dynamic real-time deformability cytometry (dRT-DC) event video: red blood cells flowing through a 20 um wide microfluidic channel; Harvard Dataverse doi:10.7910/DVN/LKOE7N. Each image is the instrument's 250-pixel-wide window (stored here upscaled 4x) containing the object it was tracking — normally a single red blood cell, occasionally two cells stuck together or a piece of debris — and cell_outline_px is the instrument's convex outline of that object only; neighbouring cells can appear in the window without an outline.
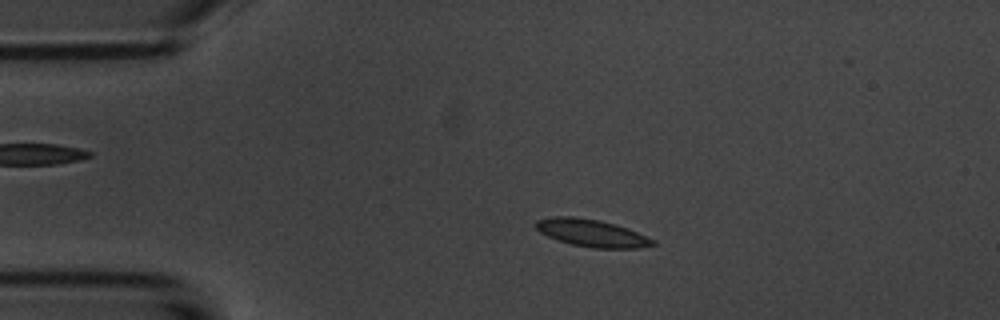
{"species": "common noctule bat (a hibernating species)", "species_latin": "Nyctalus noctula", "temperature_condition": "room temperature", "stored_images_in_passage": 5, "segment_of_instrument_passage": [1, 2], "camera_frame_rate_fps": 3000, "um_per_image_px": 0.085, "animal": {"sex": "male", "body_mass_g": 20.1, "forearm_length_mm": 53.5}, "frame": {"image": 1, "passage_image": 3, "time_ms": 2.0, "image_size_px": [1000, 320], "cell_outline_px": [[656, 244], [640, 248], [592, 248], [572, 244], [548, 236], [540, 232], [532, 224], [536, 220], [552, 216], [576, 216], [600, 220], [616, 224], [628, 228], [656, 240]], "centroid_in_image_um": [50.3, 19.79], "position_along_channel_um": 34.7, "area_um2": 18.84}}